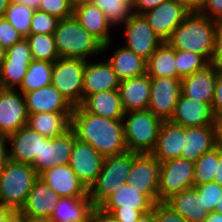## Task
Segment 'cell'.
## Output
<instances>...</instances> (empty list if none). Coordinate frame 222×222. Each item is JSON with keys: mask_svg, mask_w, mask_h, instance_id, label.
Here are the masks:
<instances>
[{"mask_svg": "<svg viewBox=\"0 0 222 222\" xmlns=\"http://www.w3.org/2000/svg\"><path fill=\"white\" fill-rule=\"evenodd\" d=\"M5 54H6V48L0 42V64L5 58Z\"/></svg>", "mask_w": 222, "mask_h": 222, "instance_id": "89a4df30", "label": "cell"}, {"mask_svg": "<svg viewBox=\"0 0 222 222\" xmlns=\"http://www.w3.org/2000/svg\"><path fill=\"white\" fill-rule=\"evenodd\" d=\"M213 20L216 28H222V13L218 14Z\"/></svg>", "mask_w": 222, "mask_h": 222, "instance_id": "003e7915", "label": "cell"}, {"mask_svg": "<svg viewBox=\"0 0 222 222\" xmlns=\"http://www.w3.org/2000/svg\"><path fill=\"white\" fill-rule=\"evenodd\" d=\"M7 222H25V215L20 212H15Z\"/></svg>", "mask_w": 222, "mask_h": 222, "instance_id": "be15d7a7", "label": "cell"}, {"mask_svg": "<svg viewBox=\"0 0 222 222\" xmlns=\"http://www.w3.org/2000/svg\"><path fill=\"white\" fill-rule=\"evenodd\" d=\"M47 137L25 125L8 136L9 159L33 165L36 158H41L43 140Z\"/></svg>", "mask_w": 222, "mask_h": 222, "instance_id": "2e32d148", "label": "cell"}, {"mask_svg": "<svg viewBox=\"0 0 222 222\" xmlns=\"http://www.w3.org/2000/svg\"><path fill=\"white\" fill-rule=\"evenodd\" d=\"M70 129L76 138L90 144L104 157L128 151L123 119L104 118L87 112L80 105L73 109Z\"/></svg>", "mask_w": 222, "mask_h": 222, "instance_id": "6da1fadb", "label": "cell"}, {"mask_svg": "<svg viewBox=\"0 0 222 222\" xmlns=\"http://www.w3.org/2000/svg\"><path fill=\"white\" fill-rule=\"evenodd\" d=\"M193 187L202 197L204 210L209 213L214 212L216 203L222 196V186L215 182H209Z\"/></svg>", "mask_w": 222, "mask_h": 222, "instance_id": "b9f144b4", "label": "cell"}, {"mask_svg": "<svg viewBox=\"0 0 222 222\" xmlns=\"http://www.w3.org/2000/svg\"><path fill=\"white\" fill-rule=\"evenodd\" d=\"M191 12L199 11L204 4L205 0H179Z\"/></svg>", "mask_w": 222, "mask_h": 222, "instance_id": "11a10c76", "label": "cell"}, {"mask_svg": "<svg viewBox=\"0 0 222 222\" xmlns=\"http://www.w3.org/2000/svg\"><path fill=\"white\" fill-rule=\"evenodd\" d=\"M204 222H222V213L211 212Z\"/></svg>", "mask_w": 222, "mask_h": 222, "instance_id": "6125c7cd", "label": "cell"}, {"mask_svg": "<svg viewBox=\"0 0 222 222\" xmlns=\"http://www.w3.org/2000/svg\"><path fill=\"white\" fill-rule=\"evenodd\" d=\"M73 6H76L80 3H87L90 2V0H70Z\"/></svg>", "mask_w": 222, "mask_h": 222, "instance_id": "8c879c8a", "label": "cell"}, {"mask_svg": "<svg viewBox=\"0 0 222 222\" xmlns=\"http://www.w3.org/2000/svg\"><path fill=\"white\" fill-rule=\"evenodd\" d=\"M181 93V79L150 77L148 110L162 120H170Z\"/></svg>", "mask_w": 222, "mask_h": 222, "instance_id": "8fae6325", "label": "cell"}, {"mask_svg": "<svg viewBox=\"0 0 222 222\" xmlns=\"http://www.w3.org/2000/svg\"><path fill=\"white\" fill-rule=\"evenodd\" d=\"M132 165V152L105 156L96 182L89 189L93 206H100L127 181Z\"/></svg>", "mask_w": 222, "mask_h": 222, "instance_id": "8992f818", "label": "cell"}, {"mask_svg": "<svg viewBox=\"0 0 222 222\" xmlns=\"http://www.w3.org/2000/svg\"><path fill=\"white\" fill-rule=\"evenodd\" d=\"M1 75H0V89H2Z\"/></svg>", "mask_w": 222, "mask_h": 222, "instance_id": "34e18365", "label": "cell"}, {"mask_svg": "<svg viewBox=\"0 0 222 222\" xmlns=\"http://www.w3.org/2000/svg\"><path fill=\"white\" fill-rule=\"evenodd\" d=\"M34 60L54 63L60 57L53 34H29L26 37Z\"/></svg>", "mask_w": 222, "mask_h": 222, "instance_id": "e575fe53", "label": "cell"}, {"mask_svg": "<svg viewBox=\"0 0 222 222\" xmlns=\"http://www.w3.org/2000/svg\"><path fill=\"white\" fill-rule=\"evenodd\" d=\"M69 222H91V220H71Z\"/></svg>", "mask_w": 222, "mask_h": 222, "instance_id": "753ad0ef", "label": "cell"}, {"mask_svg": "<svg viewBox=\"0 0 222 222\" xmlns=\"http://www.w3.org/2000/svg\"><path fill=\"white\" fill-rule=\"evenodd\" d=\"M218 69L217 66L210 63L204 69L183 77L181 79L182 94L212 106Z\"/></svg>", "mask_w": 222, "mask_h": 222, "instance_id": "d6986e66", "label": "cell"}, {"mask_svg": "<svg viewBox=\"0 0 222 222\" xmlns=\"http://www.w3.org/2000/svg\"><path fill=\"white\" fill-rule=\"evenodd\" d=\"M59 20L56 16L35 10L29 34H54Z\"/></svg>", "mask_w": 222, "mask_h": 222, "instance_id": "60d3db41", "label": "cell"}, {"mask_svg": "<svg viewBox=\"0 0 222 222\" xmlns=\"http://www.w3.org/2000/svg\"><path fill=\"white\" fill-rule=\"evenodd\" d=\"M100 207L112 214L115 210L149 211L153 209L154 203L142 194V190L125 182Z\"/></svg>", "mask_w": 222, "mask_h": 222, "instance_id": "d4e9b609", "label": "cell"}, {"mask_svg": "<svg viewBox=\"0 0 222 222\" xmlns=\"http://www.w3.org/2000/svg\"><path fill=\"white\" fill-rule=\"evenodd\" d=\"M53 35L60 58L87 61L103 53V44L82 27L74 16L60 19Z\"/></svg>", "mask_w": 222, "mask_h": 222, "instance_id": "3957f363", "label": "cell"}, {"mask_svg": "<svg viewBox=\"0 0 222 222\" xmlns=\"http://www.w3.org/2000/svg\"><path fill=\"white\" fill-rule=\"evenodd\" d=\"M216 147L215 124L186 127L181 158L195 163L198 158Z\"/></svg>", "mask_w": 222, "mask_h": 222, "instance_id": "cb8c5ba5", "label": "cell"}, {"mask_svg": "<svg viewBox=\"0 0 222 222\" xmlns=\"http://www.w3.org/2000/svg\"><path fill=\"white\" fill-rule=\"evenodd\" d=\"M31 49L26 38L6 49L5 58L0 64L3 88L17 89L33 61Z\"/></svg>", "mask_w": 222, "mask_h": 222, "instance_id": "7c38bea8", "label": "cell"}, {"mask_svg": "<svg viewBox=\"0 0 222 222\" xmlns=\"http://www.w3.org/2000/svg\"><path fill=\"white\" fill-rule=\"evenodd\" d=\"M190 12L179 0H166L142 15L153 32L166 42Z\"/></svg>", "mask_w": 222, "mask_h": 222, "instance_id": "4fadbf2b", "label": "cell"}, {"mask_svg": "<svg viewBox=\"0 0 222 222\" xmlns=\"http://www.w3.org/2000/svg\"><path fill=\"white\" fill-rule=\"evenodd\" d=\"M39 11L66 19L73 16L74 6L70 0H40Z\"/></svg>", "mask_w": 222, "mask_h": 222, "instance_id": "7bdbcfd3", "label": "cell"}, {"mask_svg": "<svg viewBox=\"0 0 222 222\" xmlns=\"http://www.w3.org/2000/svg\"><path fill=\"white\" fill-rule=\"evenodd\" d=\"M16 3L26 5L34 10H38L40 0H12Z\"/></svg>", "mask_w": 222, "mask_h": 222, "instance_id": "94428289", "label": "cell"}, {"mask_svg": "<svg viewBox=\"0 0 222 222\" xmlns=\"http://www.w3.org/2000/svg\"><path fill=\"white\" fill-rule=\"evenodd\" d=\"M73 16L90 34L103 44V54L112 47V25L104 13L90 2L74 6Z\"/></svg>", "mask_w": 222, "mask_h": 222, "instance_id": "e0dca14e", "label": "cell"}, {"mask_svg": "<svg viewBox=\"0 0 222 222\" xmlns=\"http://www.w3.org/2000/svg\"><path fill=\"white\" fill-rule=\"evenodd\" d=\"M93 207L92 200L89 197H63L55 204L49 220L51 222L91 220L90 212Z\"/></svg>", "mask_w": 222, "mask_h": 222, "instance_id": "1f68e13d", "label": "cell"}, {"mask_svg": "<svg viewBox=\"0 0 222 222\" xmlns=\"http://www.w3.org/2000/svg\"><path fill=\"white\" fill-rule=\"evenodd\" d=\"M213 182L222 186V150L218 148V163H217V171L214 175Z\"/></svg>", "mask_w": 222, "mask_h": 222, "instance_id": "9f6ffc18", "label": "cell"}, {"mask_svg": "<svg viewBox=\"0 0 222 222\" xmlns=\"http://www.w3.org/2000/svg\"><path fill=\"white\" fill-rule=\"evenodd\" d=\"M9 160L8 136L0 133V171Z\"/></svg>", "mask_w": 222, "mask_h": 222, "instance_id": "db71d44e", "label": "cell"}, {"mask_svg": "<svg viewBox=\"0 0 222 222\" xmlns=\"http://www.w3.org/2000/svg\"><path fill=\"white\" fill-rule=\"evenodd\" d=\"M11 0H0V18L4 17L7 7Z\"/></svg>", "mask_w": 222, "mask_h": 222, "instance_id": "e7e4bbea", "label": "cell"}, {"mask_svg": "<svg viewBox=\"0 0 222 222\" xmlns=\"http://www.w3.org/2000/svg\"><path fill=\"white\" fill-rule=\"evenodd\" d=\"M61 198L89 197V190L76 176L69 164L57 165L39 175Z\"/></svg>", "mask_w": 222, "mask_h": 222, "instance_id": "ac0fdd59", "label": "cell"}, {"mask_svg": "<svg viewBox=\"0 0 222 222\" xmlns=\"http://www.w3.org/2000/svg\"><path fill=\"white\" fill-rule=\"evenodd\" d=\"M81 106L89 113L113 120L123 119V109L118 89L88 95Z\"/></svg>", "mask_w": 222, "mask_h": 222, "instance_id": "83f0119b", "label": "cell"}, {"mask_svg": "<svg viewBox=\"0 0 222 222\" xmlns=\"http://www.w3.org/2000/svg\"><path fill=\"white\" fill-rule=\"evenodd\" d=\"M125 5L130 7L132 10L135 9L136 0H121Z\"/></svg>", "mask_w": 222, "mask_h": 222, "instance_id": "a7ac6f4b", "label": "cell"}, {"mask_svg": "<svg viewBox=\"0 0 222 222\" xmlns=\"http://www.w3.org/2000/svg\"><path fill=\"white\" fill-rule=\"evenodd\" d=\"M216 147L222 150V117L215 119Z\"/></svg>", "mask_w": 222, "mask_h": 222, "instance_id": "6f0895ef", "label": "cell"}, {"mask_svg": "<svg viewBox=\"0 0 222 222\" xmlns=\"http://www.w3.org/2000/svg\"><path fill=\"white\" fill-rule=\"evenodd\" d=\"M56 137L43 140L41 158H36L32 167L40 175L45 170L55 167L58 163L55 160Z\"/></svg>", "mask_w": 222, "mask_h": 222, "instance_id": "ab89813d", "label": "cell"}, {"mask_svg": "<svg viewBox=\"0 0 222 222\" xmlns=\"http://www.w3.org/2000/svg\"><path fill=\"white\" fill-rule=\"evenodd\" d=\"M148 211H138L135 209L132 210H115L112 215L119 221V222H136L142 213Z\"/></svg>", "mask_w": 222, "mask_h": 222, "instance_id": "f907efd6", "label": "cell"}, {"mask_svg": "<svg viewBox=\"0 0 222 222\" xmlns=\"http://www.w3.org/2000/svg\"><path fill=\"white\" fill-rule=\"evenodd\" d=\"M211 64L222 70V28L215 29L214 52Z\"/></svg>", "mask_w": 222, "mask_h": 222, "instance_id": "c3c4849f", "label": "cell"}, {"mask_svg": "<svg viewBox=\"0 0 222 222\" xmlns=\"http://www.w3.org/2000/svg\"><path fill=\"white\" fill-rule=\"evenodd\" d=\"M176 49L163 42L147 60L149 77L177 78Z\"/></svg>", "mask_w": 222, "mask_h": 222, "instance_id": "d6a6232c", "label": "cell"}, {"mask_svg": "<svg viewBox=\"0 0 222 222\" xmlns=\"http://www.w3.org/2000/svg\"><path fill=\"white\" fill-rule=\"evenodd\" d=\"M120 80L107 60H87L83 73L84 99L93 93L118 89Z\"/></svg>", "mask_w": 222, "mask_h": 222, "instance_id": "ffe728a7", "label": "cell"}, {"mask_svg": "<svg viewBox=\"0 0 222 222\" xmlns=\"http://www.w3.org/2000/svg\"><path fill=\"white\" fill-rule=\"evenodd\" d=\"M38 178L32 165L9 160L0 171V204L19 212Z\"/></svg>", "mask_w": 222, "mask_h": 222, "instance_id": "277c9868", "label": "cell"}, {"mask_svg": "<svg viewBox=\"0 0 222 222\" xmlns=\"http://www.w3.org/2000/svg\"><path fill=\"white\" fill-rule=\"evenodd\" d=\"M60 198L41 178H38L19 212L30 217L50 219Z\"/></svg>", "mask_w": 222, "mask_h": 222, "instance_id": "603a6c76", "label": "cell"}, {"mask_svg": "<svg viewBox=\"0 0 222 222\" xmlns=\"http://www.w3.org/2000/svg\"><path fill=\"white\" fill-rule=\"evenodd\" d=\"M198 12L214 19L218 14L222 13V0H205Z\"/></svg>", "mask_w": 222, "mask_h": 222, "instance_id": "681fc988", "label": "cell"}, {"mask_svg": "<svg viewBox=\"0 0 222 222\" xmlns=\"http://www.w3.org/2000/svg\"><path fill=\"white\" fill-rule=\"evenodd\" d=\"M14 213L12 209L0 204V222H7Z\"/></svg>", "mask_w": 222, "mask_h": 222, "instance_id": "91938a15", "label": "cell"}, {"mask_svg": "<svg viewBox=\"0 0 222 222\" xmlns=\"http://www.w3.org/2000/svg\"><path fill=\"white\" fill-rule=\"evenodd\" d=\"M53 63L48 61L33 60L22 83L17 88L23 94L38 88L51 85Z\"/></svg>", "mask_w": 222, "mask_h": 222, "instance_id": "836d02e7", "label": "cell"}, {"mask_svg": "<svg viewBox=\"0 0 222 222\" xmlns=\"http://www.w3.org/2000/svg\"><path fill=\"white\" fill-rule=\"evenodd\" d=\"M212 112L215 119L222 117V70L218 69L215 85V96L212 103Z\"/></svg>", "mask_w": 222, "mask_h": 222, "instance_id": "7dc6e473", "label": "cell"}, {"mask_svg": "<svg viewBox=\"0 0 222 222\" xmlns=\"http://www.w3.org/2000/svg\"><path fill=\"white\" fill-rule=\"evenodd\" d=\"M215 29L213 19L198 11H192L176 27L166 43L176 50L199 54L211 63L214 52Z\"/></svg>", "mask_w": 222, "mask_h": 222, "instance_id": "7a4b0ae2", "label": "cell"}, {"mask_svg": "<svg viewBox=\"0 0 222 222\" xmlns=\"http://www.w3.org/2000/svg\"><path fill=\"white\" fill-rule=\"evenodd\" d=\"M23 95L28 114L73 112L74 109L52 84Z\"/></svg>", "mask_w": 222, "mask_h": 222, "instance_id": "7402d4cb", "label": "cell"}, {"mask_svg": "<svg viewBox=\"0 0 222 222\" xmlns=\"http://www.w3.org/2000/svg\"><path fill=\"white\" fill-rule=\"evenodd\" d=\"M165 203L188 222H204L210 214L204 210L202 197L194 187L174 194Z\"/></svg>", "mask_w": 222, "mask_h": 222, "instance_id": "f1b7e54d", "label": "cell"}, {"mask_svg": "<svg viewBox=\"0 0 222 222\" xmlns=\"http://www.w3.org/2000/svg\"><path fill=\"white\" fill-rule=\"evenodd\" d=\"M23 38L5 17L0 18V42L6 49Z\"/></svg>", "mask_w": 222, "mask_h": 222, "instance_id": "f6af8a7d", "label": "cell"}, {"mask_svg": "<svg viewBox=\"0 0 222 222\" xmlns=\"http://www.w3.org/2000/svg\"><path fill=\"white\" fill-rule=\"evenodd\" d=\"M34 12V9L11 0L4 17L24 38H26L30 32Z\"/></svg>", "mask_w": 222, "mask_h": 222, "instance_id": "8d00e7d4", "label": "cell"}, {"mask_svg": "<svg viewBox=\"0 0 222 222\" xmlns=\"http://www.w3.org/2000/svg\"><path fill=\"white\" fill-rule=\"evenodd\" d=\"M184 135V126L173 123L170 120H163L158 134L157 145L152 154L160 163L181 158Z\"/></svg>", "mask_w": 222, "mask_h": 222, "instance_id": "484cf974", "label": "cell"}, {"mask_svg": "<svg viewBox=\"0 0 222 222\" xmlns=\"http://www.w3.org/2000/svg\"><path fill=\"white\" fill-rule=\"evenodd\" d=\"M86 60L59 58L53 63L51 84L73 106H80L84 100L83 73Z\"/></svg>", "mask_w": 222, "mask_h": 222, "instance_id": "52a82bcc", "label": "cell"}, {"mask_svg": "<svg viewBox=\"0 0 222 222\" xmlns=\"http://www.w3.org/2000/svg\"><path fill=\"white\" fill-rule=\"evenodd\" d=\"M215 212L222 213V196L220 200L216 203Z\"/></svg>", "mask_w": 222, "mask_h": 222, "instance_id": "2644e50d", "label": "cell"}, {"mask_svg": "<svg viewBox=\"0 0 222 222\" xmlns=\"http://www.w3.org/2000/svg\"><path fill=\"white\" fill-rule=\"evenodd\" d=\"M104 156L87 142L75 139L69 166L89 190L101 171Z\"/></svg>", "mask_w": 222, "mask_h": 222, "instance_id": "9a60e30c", "label": "cell"}, {"mask_svg": "<svg viewBox=\"0 0 222 222\" xmlns=\"http://www.w3.org/2000/svg\"><path fill=\"white\" fill-rule=\"evenodd\" d=\"M170 121L186 127H201L215 123L212 106L190 99L181 93Z\"/></svg>", "mask_w": 222, "mask_h": 222, "instance_id": "44dd1931", "label": "cell"}, {"mask_svg": "<svg viewBox=\"0 0 222 222\" xmlns=\"http://www.w3.org/2000/svg\"><path fill=\"white\" fill-rule=\"evenodd\" d=\"M160 161L152 153L132 152V165L126 183L142 190L154 204L159 202Z\"/></svg>", "mask_w": 222, "mask_h": 222, "instance_id": "9c48e42d", "label": "cell"}, {"mask_svg": "<svg viewBox=\"0 0 222 222\" xmlns=\"http://www.w3.org/2000/svg\"><path fill=\"white\" fill-rule=\"evenodd\" d=\"M136 222H156L155 218V204L153 209L148 212L142 213L139 219Z\"/></svg>", "mask_w": 222, "mask_h": 222, "instance_id": "680465c9", "label": "cell"}, {"mask_svg": "<svg viewBox=\"0 0 222 222\" xmlns=\"http://www.w3.org/2000/svg\"><path fill=\"white\" fill-rule=\"evenodd\" d=\"M90 3L104 13L114 30L117 26L124 24L133 14V10L121 0H90Z\"/></svg>", "mask_w": 222, "mask_h": 222, "instance_id": "d590c367", "label": "cell"}, {"mask_svg": "<svg viewBox=\"0 0 222 222\" xmlns=\"http://www.w3.org/2000/svg\"><path fill=\"white\" fill-rule=\"evenodd\" d=\"M28 112L23 93L0 89V133L9 136L27 125Z\"/></svg>", "mask_w": 222, "mask_h": 222, "instance_id": "5bb4252c", "label": "cell"}, {"mask_svg": "<svg viewBox=\"0 0 222 222\" xmlns=\"http://www.w3.org/2000/svg\"><path fill=\"white\" fill-rule=\"evenodd\" d=\"M25 222H51V221L46 218H35L25 215Z\"/></svg>", "mask_w": 222, "mask_h": 222, "instance_id": "03108f58", "label": "cell"}, {"mask_svg": "<svg viewBox=\"0 0 222 222\" xmlns=\"http://www.w3.org/2000/svg\"><path fill=\"white\" fill-rule=\"evenodd\" d=\"M155 218L156 222H188L165 202L155 204Z\"/></svg>", "mask_w": 222, "mask_h": 222, "instance_id": "bcb514c9", "label": "cell"}, {"mask_svg": "<svg viewBox=\"0 0 222 222\" xmlns=\"http://www.w3.org/2000/svg\"><path fill=\"white\" fill-rule=\"evenodd\" d=\"M72 112L28 114L27 126L47 138L65 134L71 127Z\"/></svg>", "mask_w": 222, "mask_h": 222, "instance_id": "4dcf8cb0", "label": "cell"}, {"mask_svg": "<svg viewBox=\"0 0 222 222\" xmlns=\"http://www.w3.org/2000/svg\"><path fill=\"white\" fill-rule=\"evenodd\" d=\"M210 63L201 55L191 51L176 50L177 79H182L204 69Z\"/></svg>", "mask_w": 222, "mask_h": 222, "instance_id": "f35d334b", "label": "cell"}, {"mask_svg": "<svg viewBox=\"0 0 222 222\" xmlns=\"http://www.w3.org/2000/svg\"><path fill=\"white\" fill-rule=\"evenodd\" d=\"M75 139L76 136L71 129L68 130L65 134L56 137L55 160L58 165L69 164Z\"/></svg>", "mask_w": 222, "mask_h": 222, "instance_id": "ee69618b", "label": "cell"}, {"mask_svg": "<svg viewBox=\"0 0 222 222\" xmlns=\"http://www.w3.org/2000/svg\"><path fill=\"white\" fill-rule=\"evenodd\" d=\"M218 147L202 154L194 163V186L213 182L217 171Z\"/></svg>", "mask_w": 222, "mask_h": 222, "instance_id": "74e56055", "label": "cell"}, {"mask_svg": "<svg viewBox=\"0 0 222 222\" xmlns=\"http://www.w3.org/2000/svg\"><path fill=\"white\" fill-rule=\"evenodd\" d=\"M91 222H119L111 213L100 206H94L90 212Z\"/></svg>", "mask_w": 222, "mask_h": 222, "instance_id": "816d5d0a", "label": "cell"}, {"mask_svg": "<svg viewBox=\"0 0 222 222\" xmlns=\"http://www.w3.org/2000/svg\"><path fill=\"white\" fill-rule=\"evenodd\" d=\"M194 186V163L183 158H176L161 163L159 173V202L182 190Z\"/></svg>", "mask_w": 222, "mask_h": 222, "instance_id": "ba28073f", "label": "cell"}, {"mask_svg": "<svg viewBox=\"0 0 222 222\" xmlns=\"http://www.w3.org/2000/svg\"><path fill=\"white\" fill-rule=\"evenodd\" d=\"M120 27H123V45L145 60L164 42L153 32L142 14L133 13Z\"/></svg>", "mask_w": 222, "mask_h": 222, "instance_id": "30bf717a", "label": "cell"}, {"mask_svg": "<svg viewBox=\"0 0 222 222\" xmlns=\"http://www.w3.org/2000/svg\"><path fill=\"white\" fill-rule=\"evenodd\" d=\"M125 142L128 151L152 153L157 145L163 120L150 110L126 112L123 117Z\"/></svg>", "mask_w": 222, "mask_h": 222, "instance_id": "5b68a950", "label": "cell"}, {"mask_svg": "<svg viewBox=\"0 0 222 222\" xmlns=\"http://www.w3.org/2000/svg\"><path fill=\"white\" fill-rule=\"evenodd\" d=\"M107 61L113 67L120 81L142 76L147 73V60L136 55L123 44L116 47Z\"/></svg>", "mask_w": 222, "mask_h": 222, "instance_id": "f546056e", "label": "cell"}, {"mask_svg": "<svg viewBox=\"0 0 222 222\" xmlns=\"http://www.w3.org/2000/svg\"><path fill=\"white\" fill-rule=\"evenodd\" d=\"M164 1L166 0H136V5L133 13L142 14L150 9L159 6Z\"/></svg>", "mask_w": 222, "mask_h": 222, "instance_id": "f5cc1de1", "label": "cell"}, {"mask_svg": "<svg viewBox=\"0 0 222 222\" xmlns=\"http://www.w3.org/2000/svg\"><path fill=\"white\" fill-rule=\"evenodd\" d=\"M118 91L126 112L148 110L150 77L148 74L120 81Z\"/></svg>", "mask_w": 222, "mask_h": 222, "instance_id": "4316f807", "label": "cell"}]
</instances>
